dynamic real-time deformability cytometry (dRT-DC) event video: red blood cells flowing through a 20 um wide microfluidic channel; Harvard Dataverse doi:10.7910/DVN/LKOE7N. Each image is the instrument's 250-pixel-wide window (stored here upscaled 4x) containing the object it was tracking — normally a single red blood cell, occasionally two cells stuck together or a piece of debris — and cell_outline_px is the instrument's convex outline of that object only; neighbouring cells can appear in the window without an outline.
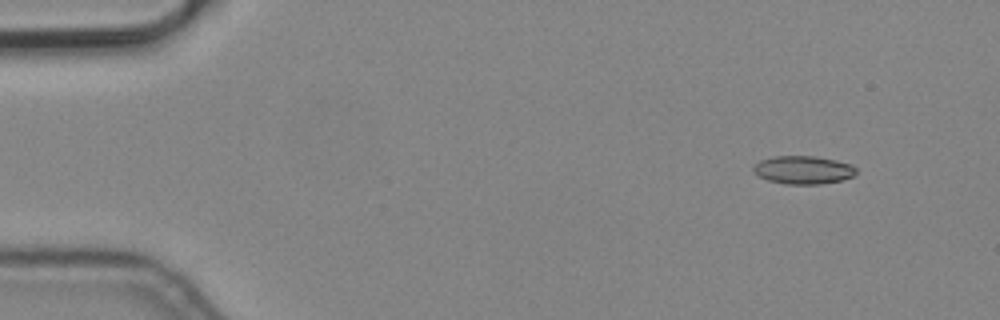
{"species": "common noctule bat (a hibernating species)", "species_latin": "Nyctalus noctula", "temperature_condition": "cold", "stored_images_in_passage": 4, "camera_frame_rate_fps": 3000, "um_per_image_px": 0.085, "animal": {"sex": "male", "body_mass_g": 19.2, "forearm_length_mm": 51.8}, "frame": {"image": 1, "passage_image": 1, "time_ms": 0.0, "image_size_px": [1000, 320], "cell_outline_px": [[856, 172], [852, 176], [840, 180], [820, 184], [784, 184], [768, 180], [752, 172], [752, 168], [760, 160], [772, 156], [816, 156], [836, 160], [852, 164], [856, 168]], "centroid_in_image_um": [68.25, 14.43], "position_along_channel_um": 16.7, "area_um2": 16.88}}
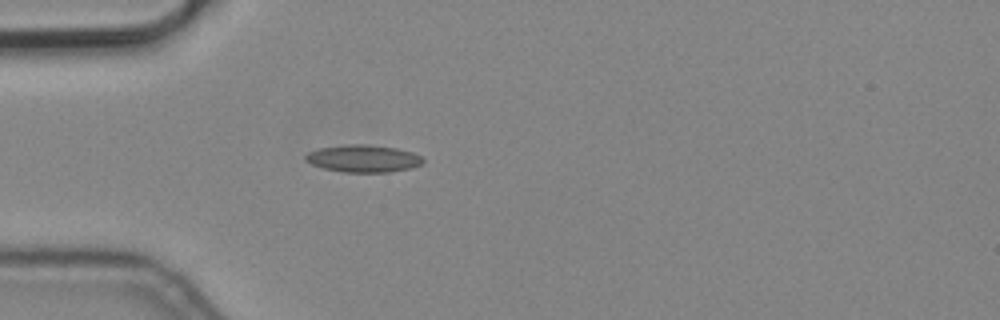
{"frame": {"image": 2, "passage_image": 4, "time_ms": 1.0, "image_size_px": [1000, 320], "cell_outline_px": [[424, 160], [420, 164], [412, 168], [388, 172], [344, 172], [324, 168], [312, 164], [304, 160], [304, 156], [308, 152], [320, 148], [344, 144], [364, 144], [396, 148], [412, 152], [420, 156]], "centroid_in_image_um": [30.85, 13.47], "position_along_channel_um": 54.1, "area_um2": 18.61}}